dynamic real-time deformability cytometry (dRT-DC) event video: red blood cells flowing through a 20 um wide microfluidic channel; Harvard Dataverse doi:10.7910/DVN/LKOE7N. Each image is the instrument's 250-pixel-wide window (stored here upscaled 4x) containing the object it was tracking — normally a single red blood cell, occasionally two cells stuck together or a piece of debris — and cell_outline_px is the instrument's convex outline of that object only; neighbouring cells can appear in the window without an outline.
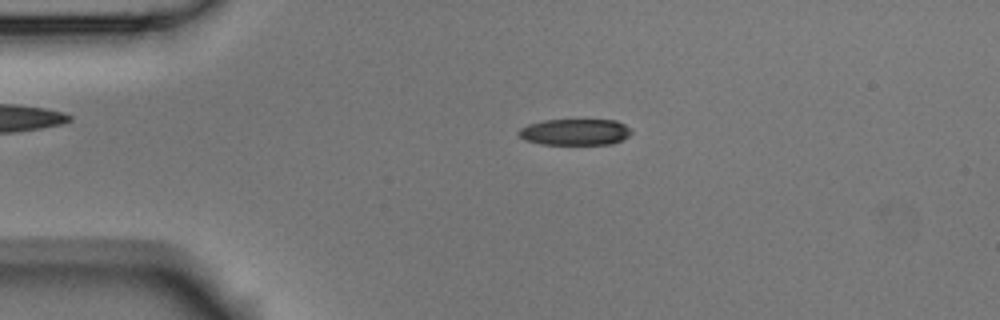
{"species": "Egyptian fruit bat (a non-hibernating species)", "species_latin": "Rousettus aegyptiacus", "temperature_condition": "room temperature", "stored_images_in_passage": 5, "camera_frame_rate_fps": 3000, "um_per_image_px": 0.085, "animal": {"sex": "male"}, "frame": {"image": 1, "passage_image": 4, "time_ms": 1.0, "image_size_px": [1000, 320], "cell_outline_px": [[632, 132], [628, 136], [612, 144], [540, 144], [524, 140], [516, 132], [520, 128], [528, 124], [544, 120], [616, 120], [624, 124]], "centroid_in_image_um": [48.84, 11.22], "position_along_channel_um": 36.2, "area_um2": 17.22}}